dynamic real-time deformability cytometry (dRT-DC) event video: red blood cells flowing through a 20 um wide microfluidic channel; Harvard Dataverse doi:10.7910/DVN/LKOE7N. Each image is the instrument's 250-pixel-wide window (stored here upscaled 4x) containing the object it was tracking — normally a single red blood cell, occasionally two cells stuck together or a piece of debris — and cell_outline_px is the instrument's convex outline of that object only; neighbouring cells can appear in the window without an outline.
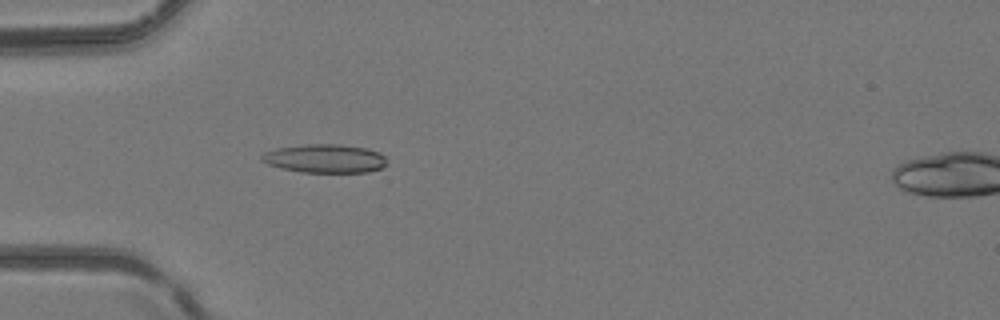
{"species": "common noctule bat (a hibernating species)", "species_latin": "Nyctalus noctula", "temperature_condition": "room temperature", "stored_images_in_passage": 48, "camera_frame_rate_fps": 3000, "um_per_image_px": 0.085, "animal": {"sex": "female", "body_mass_g": 24.6, "forearm_length_mm": 56.2}, "frame": {"image": 1, "passage_image": 16, "time_ms": 5.0, "image_size_px": [1000, 320], "cell_outline_px": [[388, 164], [384, 168], [368, 172], [300, 172], [280, 168], [268, 164], [260, 160], [260, 156], [264, 152], [276, 148], [308, 144], [340, 144], [368, 148], [380, 152], [384, 156]], "centroid_in_image_um": [27.65, 13.47], "position_along_channel_um": 57.4, "area_um2": 21.15}}
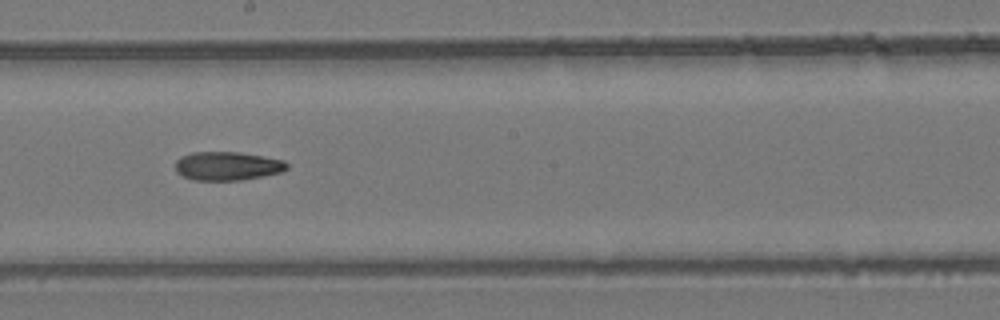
{"frame": {"image": 2, "passage_image": 28, "time_ms": 9.0, "image_size_px": [1000, 320], "cell_outline_px": [[288, 168], [280, 172], [264, 176], [240, 180], [192, 180], [180, 176], [176, 172], [176, 160], [180, 156], [192, 152], [240, 152], [284, 160], [288, 164]], "centroid_in_image_um": [19.29, 14.11], "position_along_channel_um": 228.9, "area_um2": 18.79}}
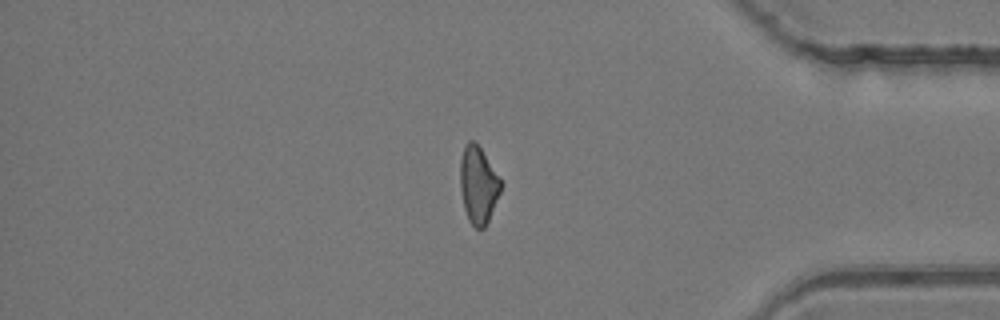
{"frame": {"image": 3, "passage_image": 41, "time_ms": 13.333, "image_size_px": [1000, 320], "cell_outline_px": [[500, 192], [488, 220], [484, 228], [476, 228], [468, 220], [464, 208], [460, 188], [460, 160], [464, 144], [468, 140], [476, 140], [500, 176]], "centroid_in_image_um": [40.63, 15.65], "position_along_channel_um": 394.6, "area_um2": 18.38}}